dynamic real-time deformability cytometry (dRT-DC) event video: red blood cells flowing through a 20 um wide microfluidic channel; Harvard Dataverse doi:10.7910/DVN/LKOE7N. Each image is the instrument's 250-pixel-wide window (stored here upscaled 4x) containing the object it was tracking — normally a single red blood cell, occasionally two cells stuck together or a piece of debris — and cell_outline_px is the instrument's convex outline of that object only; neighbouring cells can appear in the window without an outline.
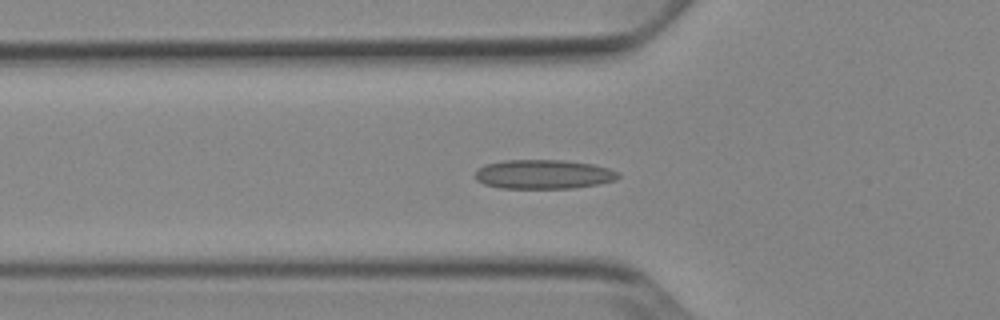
{"species": "Egyptian fruit bat (a non-hibernating species)", "species_latin": "Rousettus aegyptiacus", "temperature_condition": "cold", "stored_images_in_passage": 53, "camera_frame_rate_fps": 3000, "um_per_image_px": 0.085, "animal": {"sex": "female"}, "frame": {"image": 1, "passage_image": 18, "time_ms": 5.667, "image_size_px": [1000, 320], "cell_outline_px": [[620, 176], [616, 180], [576, 188], [500, 188], [484, 184], [476, 180], [476, 168], [484, 164], [504, 160], [564, 160], [592, 164], [608, 168], [620, 172]], "centroid_in_image_um": [46.18, 14.81], "position_along_channel_um": 79.6, "area_um2": 24.51}}
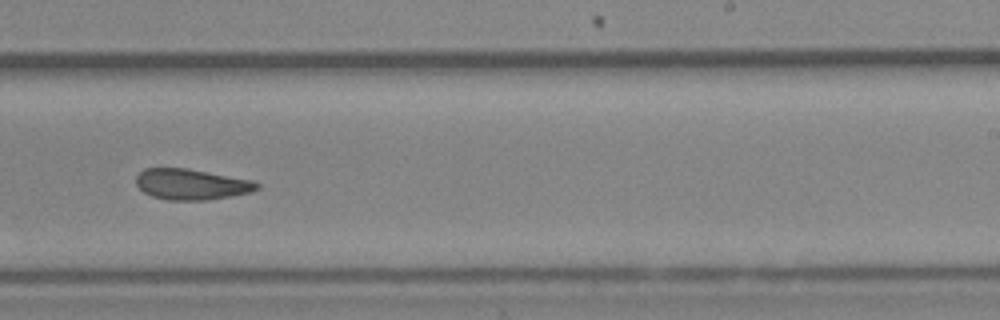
{"frame": {"image": 2, "passage_image": 33, "time_ms": 10.667, "image_size_px": [1000, 320], "cell_outline_px": [[260, 188], [252, 192], [232, 196], [204, 200], [168, 200], [152, 196], [144, 192], [136, 184], [136, 176], [144, 168], [188, 168], [252, 180], [260, 184]], "centroid_in_image_um": [16.29, 15.66], "position_along_channel_um": 272.7, "area_um2": 21.73}}
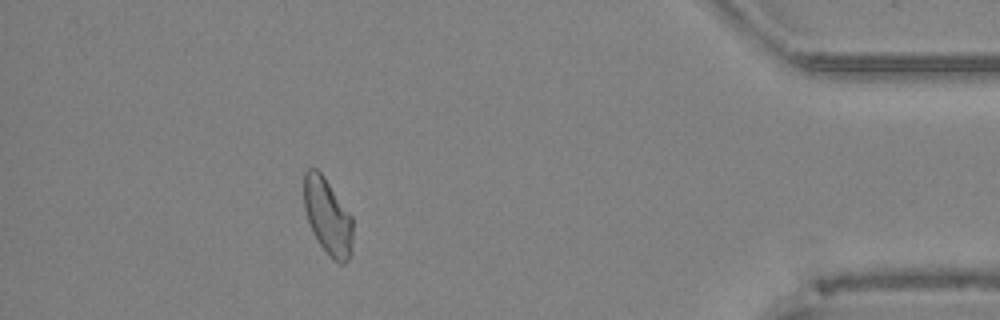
{"frame": {"image": 3, "passage_image": 47, "time_ms": 15.333, "image_size_px": [1000, 320], "cell_outline_px": [[352, 252], [348, 260], [344, 264], [340, 264], [320, 244], [308, 220], [304, 208], [304, 172], [308, 168], [316, 168], [324, 176], [352, 216]], "centroid_in_image_um": [27.86, 18.36], "position_along_channel_um": 407.3, "area_um2": 21.39}, "authors_computed_cell_mechanics": {"area_um2": 22.6576, "velocity_mm_per_s": 3.8769, "shape_relaxation_time_tau1_ms": null, "shape_relaxation_time_tau2_ms": 5.6561, "deformation_change_tau1": null, "deformation_change_tau2": 0.1219}}